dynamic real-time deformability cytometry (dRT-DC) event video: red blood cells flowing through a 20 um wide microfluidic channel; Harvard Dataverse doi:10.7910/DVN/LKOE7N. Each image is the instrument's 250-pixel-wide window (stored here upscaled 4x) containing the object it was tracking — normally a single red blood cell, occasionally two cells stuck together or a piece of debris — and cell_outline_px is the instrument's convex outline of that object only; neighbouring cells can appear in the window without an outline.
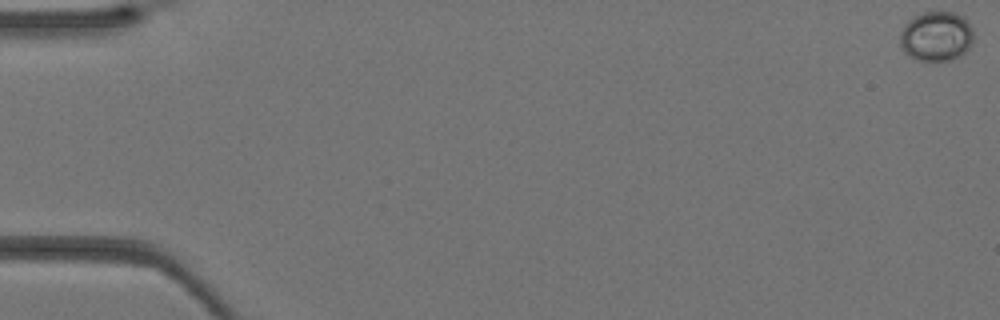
{"species": "Egyptian fruit bat (a non-hibernating species)", "species_latin": "Rousettus aegyptiacus", "temperature_condition": "warm", "stored_images_in_passage": 42, "camera_frame_rate_fps": 3000, "um_per_image_px": 0.085, "animal": {"sex": "female"}, "frame": {"image": 1, "passage_image": 1, "time_ms": 0.0, "image_size_px": [1000, 320], "cell_outline_px": [[972, 44], [960, 56], [952, 60], [916, 60], [908, 56], [904, 52], [900, 44], [900, 32], [904, 24], [912, 16], [924, 12], [952, 12], [960, 16], [972, 28]], "centroid_in_image_um": [79.53, 3.09], "position_along_channel_um": 5.5, "area_um2": 21.27}}
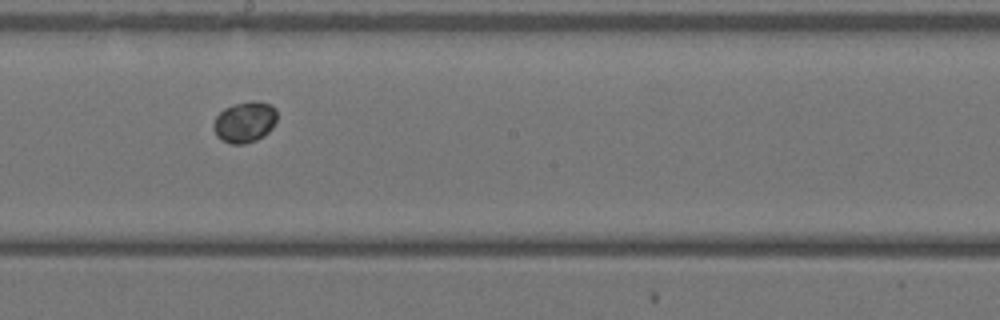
{"frame": {"image": 2, "passage_image": 24, "time_ms": 7.667, "image_size_px": [1000, 320], "cell_outline_px": [[276, 120], [272, 128], [268, 132], [256, 140], [244, 144], [232, 144], [220, 140], [216, 136], [212, 128], [212, 124], [216, 116], [224, 108], [236, 104], [252, 100], [256, 100], [272, 104], [276, 108]], "centroid_in_image_um": [20.78, 10.37], "position_along_channel_um": 227.4, "area_um2": 15.37}}
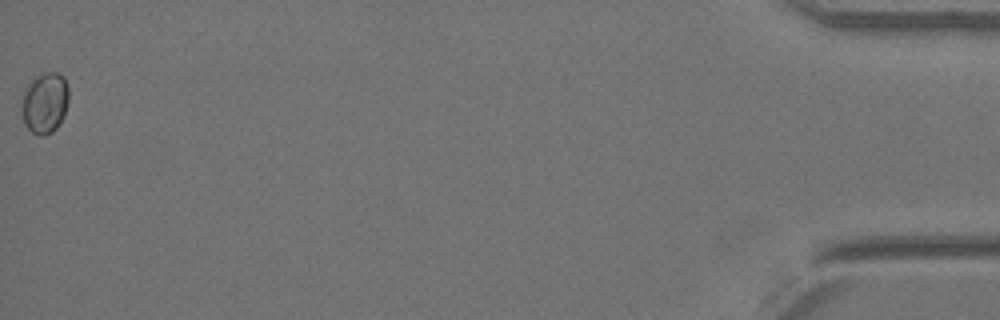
{"frame": {"image": 3, "passage_image": 42, "time_ms": 13.667, "image_size_px": [1000, 320], "cell_outline_px": [[68, 104], [64, 116], [56, 128], [52, 132], [44, 136], [40, 136], [32, 132], [24, 124], [20, 108], [20, 100], [24, 88], [36, 76], [44, 72], [60, 72], [64, 76], [68, 88]], "centroid_in_image_um": [3.79, 8.73], "position_along_channel_um": 431.4, "area_um2": 17.22}}